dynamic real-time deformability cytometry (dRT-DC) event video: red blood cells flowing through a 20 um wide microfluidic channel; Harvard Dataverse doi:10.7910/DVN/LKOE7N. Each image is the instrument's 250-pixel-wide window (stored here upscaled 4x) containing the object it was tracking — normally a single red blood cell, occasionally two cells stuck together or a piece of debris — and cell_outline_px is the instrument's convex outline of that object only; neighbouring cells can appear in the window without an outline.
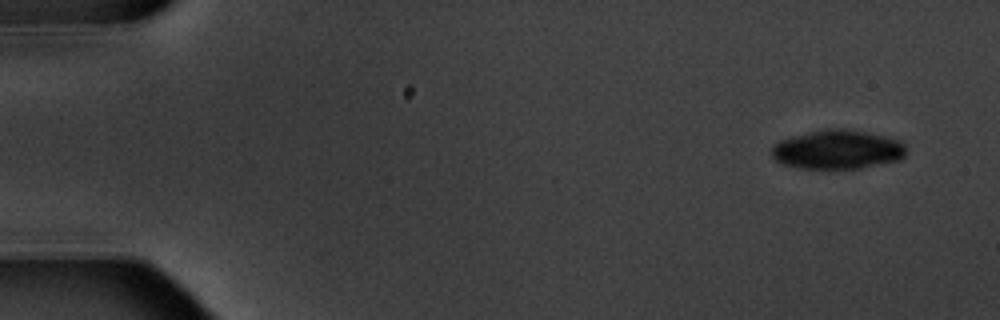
{"species": "common noctule bat (a hibernating species)", "species_latin": "Nyctalus noctula", "temperature_condition": "warm", "stored_images_in_passage": 5, "camera_frame_rate_fps": 3000, "um_per_image_px": 0.085, "animal": {"sex": "male", "body_mass_g": 20.1, "forearm_length_mm": 53.5}, "frame": {"image": 1, "passage_image": 1, "time_ms": 0.0, "image_size_px": [1000, 320], "cell_outline_px": [[904, 156], [900, 160], [860, 168], [796, 168], [784, 164], [776, 160], [772, 156], [772, 148], [780, 140], [808, 132], [828, 128], [844, 128], [864, 132], [900, 140], [904, 144]], "centroid_in_image_um": [71.18, 12.71], "position_along_channel_um": 13.8, "area_um2": 30.29}}